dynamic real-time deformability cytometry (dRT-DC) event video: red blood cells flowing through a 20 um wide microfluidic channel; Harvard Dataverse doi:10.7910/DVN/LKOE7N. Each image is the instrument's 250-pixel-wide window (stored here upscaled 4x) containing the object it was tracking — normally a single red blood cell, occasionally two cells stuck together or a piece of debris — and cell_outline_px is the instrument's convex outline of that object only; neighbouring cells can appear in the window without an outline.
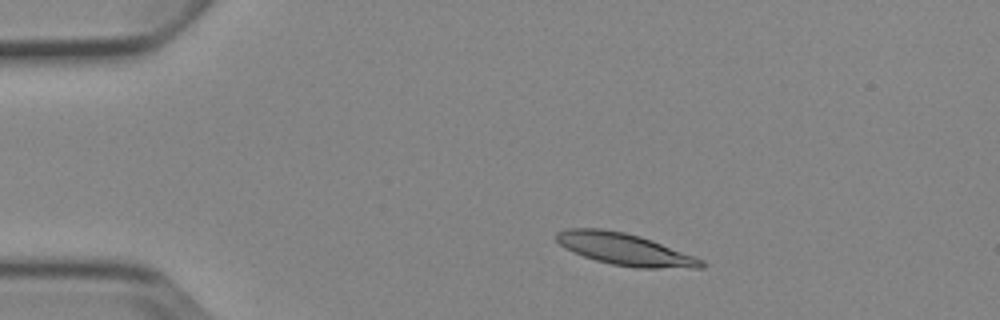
{"species": "Egyptian fruit bat (a non-hibernating species)", "species_latin": "Rousettus aegyptiacus", "temperature_condition": "cold", "stored_images_in_passage": 6, "camera_frame_rate_fps": 3000, "um_per_image_px": 0.085, "animal": {"sex": "female"}, "frame": {"image": 1, "passage_image": 2, "time_ms": 1.333, "image_size_px": [1000, 320], "cell_outline_px": [[708, 264], [704, 268], [640, 268], [612, 264], [596, 260], [572, 252], [564, 248], [556, 240], [556, 232], [568, 228], [600, 228], [624, 232], [640, 236], [652, 240], [704, 260]], "centroid_in_image_um": [53.12, 21.19], "position_along_channel_um": 31.9, "area_um2": 26.93}}
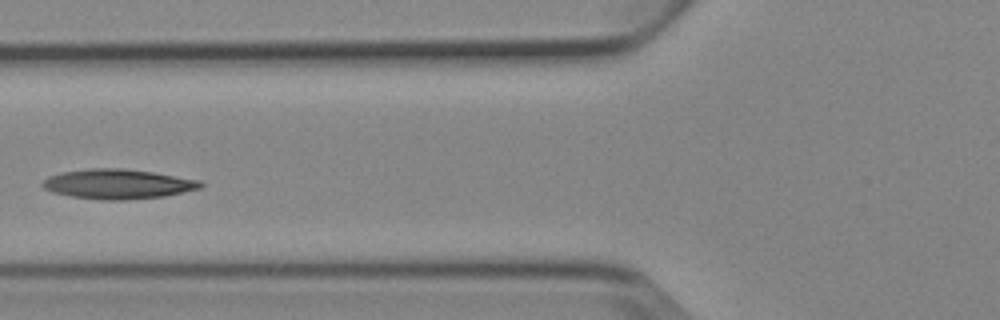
{"frame": {"image": 2, "passage_image": 5, "time_ms": 5.0, "image_size_px": [1000, 320], "cell_outline_px": [[204, 184], [200, 188], [164, 196], [124, 200], [108, 200], [72, 196], [52, 192], [44, 188], [40, 184], [48, 176], [60, 172], [88, 168], [124, 168], [152, 172], [200, 180]], "centroid_in_image_um": [9.99, 15.63], "position_along_channel_um": 115.8, "area_um2": 27.28}}
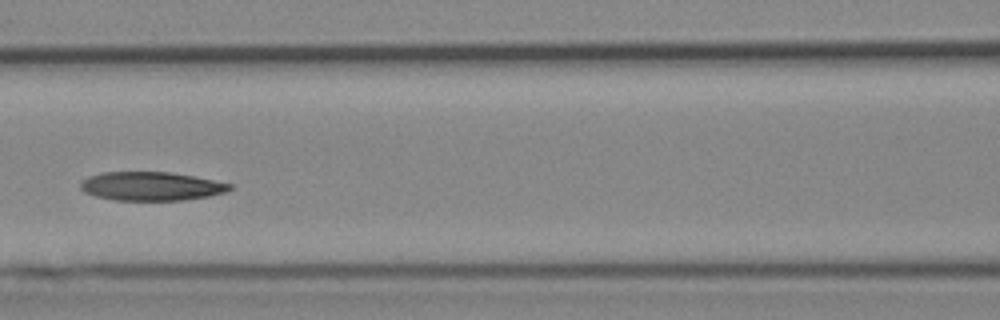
{"frame": {"image": 3, "passage_image": 6, "time_ms": 6.0, "image_size_px": [1000, 320], "cell_outline_px": [[232, 188], [224, 192], [208, 196], [184, 200], [116, 200], [96, 196], [84, 192], [80, 188], [80, 184], [88, 176], [100, 172], [168, 172], [192, 176], [232, 184]], "centroid_in_image_um": [12.81, 15.83], "position_along_channel_um": 153.8, "area_um2": 24.74}}